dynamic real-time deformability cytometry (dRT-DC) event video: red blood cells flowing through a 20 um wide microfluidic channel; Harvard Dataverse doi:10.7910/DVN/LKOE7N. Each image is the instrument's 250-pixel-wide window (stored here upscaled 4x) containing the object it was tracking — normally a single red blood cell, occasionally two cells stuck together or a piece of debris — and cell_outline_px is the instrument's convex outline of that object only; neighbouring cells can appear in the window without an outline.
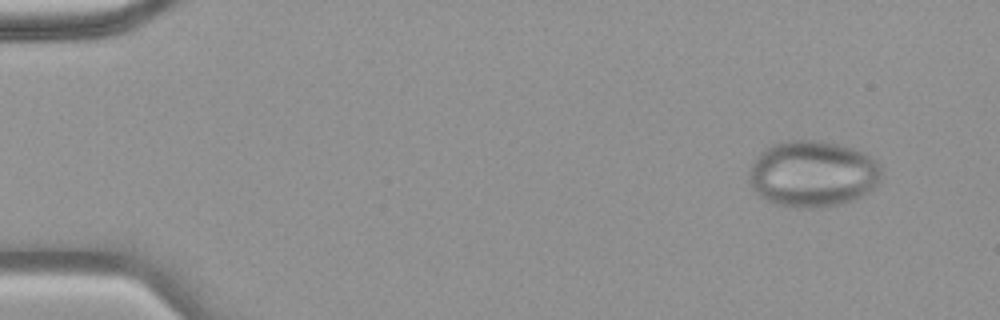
{"species": "common noctule bat (a hibernating species)", "species_latin": "Nyctalus noctula", "temperature_condition": "warm", "stored_images_in_passage": 8, "camera_frame_rate_fps": 3000, "um_per_image_px": 0.085, "animal": {"sex": "female", "body_mass_g": 18.4}, "frame": {"image": 1, "passage_image": 2, "time_ms": 0.333, "image_size_px": [1000, 320], "cell_outline_px": [[880, 180], [868, 192], [852, 200], [828, 208], [796, 208], [776, 204], [760, 196], [752, 188], [748, 180], [752, 164], [756, 156], [764, 148], [772, 144], [788, 140], [812, 140], [836, 144], [852, 148], [864, 152], [876, 160], [880, 168]], "centroid_in_image_um": [69.06, 14.78], "position_along_channel_um": 15.9, "area_um2": 51.27}}